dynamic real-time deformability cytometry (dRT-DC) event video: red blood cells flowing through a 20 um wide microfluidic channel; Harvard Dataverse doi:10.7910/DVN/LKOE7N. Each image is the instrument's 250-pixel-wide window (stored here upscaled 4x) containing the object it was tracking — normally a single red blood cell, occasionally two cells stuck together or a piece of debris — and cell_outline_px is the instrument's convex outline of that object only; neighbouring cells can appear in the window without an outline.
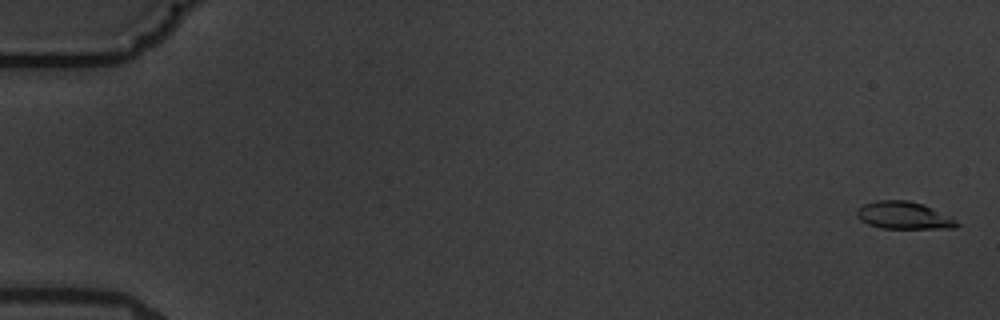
{"species": "common noctule bat (a hibernating species)", "species_latin": "Nyctalus noctula", "temperature_condition": "warm", "stored_images_in_passage": 6, "camera_frame_rate_fps": 3000, "um_per_image_px": 0.085, "animal": {"sex": "male", "body_mass_g": 19.5, "forearm_length_mm": 54.6}, "frame": {"image": 1, "passage_image": 1, "time_ms": 0.0, "image_size_px": [1000, 320], "cell_outline_px": [[960, 224], [956, 228], [880, 228], [868, 224], [860, 220], [856, 216], [856, 212], [864, 204], [876, 200], [908, 200], [924, 204], [952, 216]], "centroid_in_image_um": [76.85, 18.3], "position_along_channel_um": 8.1, "area_um2": 16.13}}
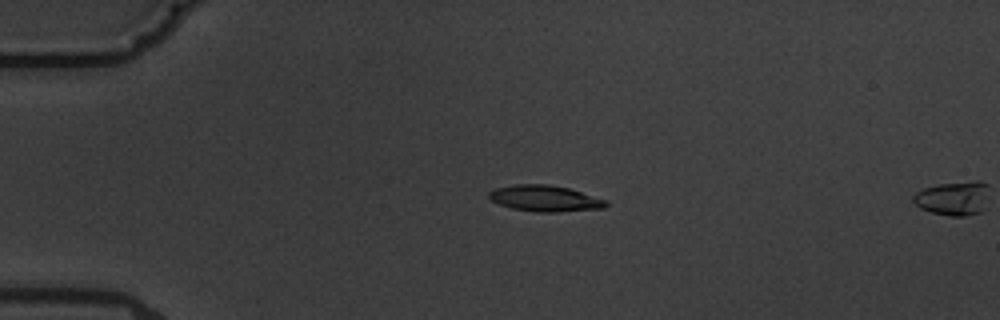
{"frame": {"image": 2, "passage_image": 5, "time_ms": 4.333, "image_size_px": [1000, 320], "cell_outline_px": [[608, 204], [604, 208], [556, 212], [536, 212], [512, 208], [500, 204], [492, 200], [488, 196], [488, 192], [496, 188], [516, 184], [548, 184], [568, 188], [608, 200]], "centroid_in_image_um": [46.34, 16.86], "position_along_channel_um": 38.7, "area_um2": 17.74}}